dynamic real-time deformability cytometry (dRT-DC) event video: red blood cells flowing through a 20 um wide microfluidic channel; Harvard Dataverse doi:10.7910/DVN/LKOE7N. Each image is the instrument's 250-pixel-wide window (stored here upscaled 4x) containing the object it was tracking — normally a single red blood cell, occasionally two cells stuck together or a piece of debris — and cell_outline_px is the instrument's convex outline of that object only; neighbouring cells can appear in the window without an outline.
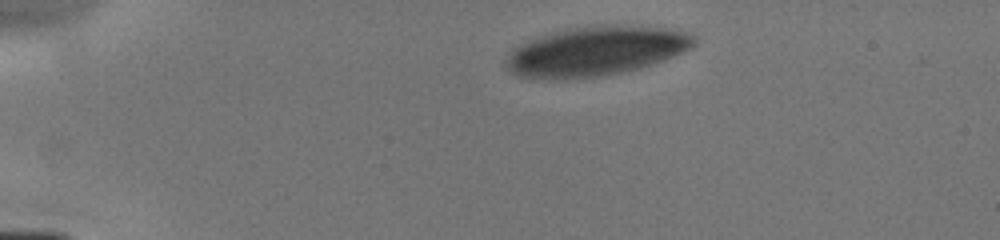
{"species": "human", "species_latin": "Homo sapiens", "temperature_condition": "cold", "stored_images_in_passage": 3, "camera_frame_rate_fps": 3000, "um_per_image_px": 0.085, "donor": {"sex": "male"}, "frame": {"image": 1, "passage_image": 1, "time_ms": 0.0, "image_size_px": [1000, 240], "cell_outline_px": [[696, 44], [692, 48], [664, 60], [640, 68], [604, 76], [520, 76], [512, 72], [504, 64], [504, 60], [512, 48], [536, 36], [568, 28], [596, 24], [608, 24], [672, 28], [692, 32], [696, 36]], "centroid_in_image_um": [50.74, 4.28], "position_along_channel_um": 34.3, "area_um2": 53.93}}